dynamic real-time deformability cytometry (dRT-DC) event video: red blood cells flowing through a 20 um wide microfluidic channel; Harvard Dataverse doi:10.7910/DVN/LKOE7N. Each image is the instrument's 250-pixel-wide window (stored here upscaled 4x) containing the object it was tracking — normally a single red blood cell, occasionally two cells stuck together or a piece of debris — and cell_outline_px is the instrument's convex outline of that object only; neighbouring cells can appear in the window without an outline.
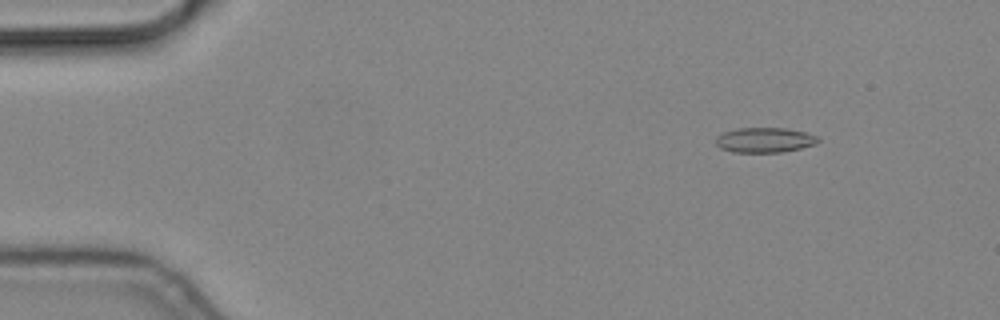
{"species": "common noctule bat (a hibernating species)", "species_latin": "Nyctalus noctula", "temperature_condition": "cold", "stored_images_in_passage": 56, "camera_frame_rate_fps": 3000, "um_per_image_px": 0.085, "animal": {"sex": "male", "body_mass_g": 19.2, "forearm_length_mm": 51.8}, "frame": {"image": 1, "passage_image": 7, "time_ms": 2.0, "image_size_px": [1000, 320], "cell_outline_px": [[820, 140], [816, 144], [784, 152], [732, 152], [720, 148], [716, 144], [716, 136], [724, 132], [740, 128], [784, 128], [804, 132], [816, 136]], "centroid_in_image_um": [64.98, 11.91], "position_along_channel_um": 20.0, "area_um2": 14.8}}
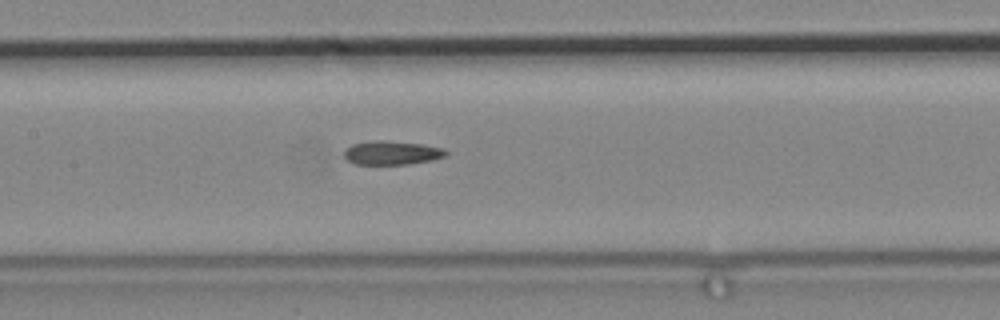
{"frame": {"image": 2, "passage_image": 27, "time_ms": 8.667, "image_size_px": [1000, 320], "cell_outline_px": [[448, 152], [444, 156], [432, 160], [408, 164], [356, 164], [348, 160], [344, 156], [344, 148], [352, 144], [372, 140], [388, 140], [424, 144], [444, 148]], "centroid_in_image_um": [33.29, 12.97], "position_along_channel_um": 174.1, "area_um2": 14.28}}
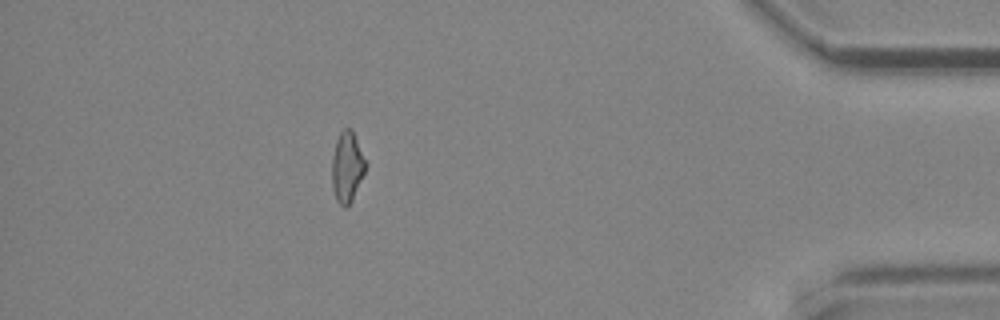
{"frame": {"image": 3, "passage_image": 50, "time_ms": 16.333, "image_size_px": [1000, 320], "cell_outline_px": [[368, 164], [352, 200], [344, 208], [336, 200], [332, 188], [332, 156], [336, 140], [340, 132], [344, 128], [352, 128]], "centroid_in_image_um": [29.51, 14.16], "position_along_channel_um": 405.7, "area_um2": 13.99}}